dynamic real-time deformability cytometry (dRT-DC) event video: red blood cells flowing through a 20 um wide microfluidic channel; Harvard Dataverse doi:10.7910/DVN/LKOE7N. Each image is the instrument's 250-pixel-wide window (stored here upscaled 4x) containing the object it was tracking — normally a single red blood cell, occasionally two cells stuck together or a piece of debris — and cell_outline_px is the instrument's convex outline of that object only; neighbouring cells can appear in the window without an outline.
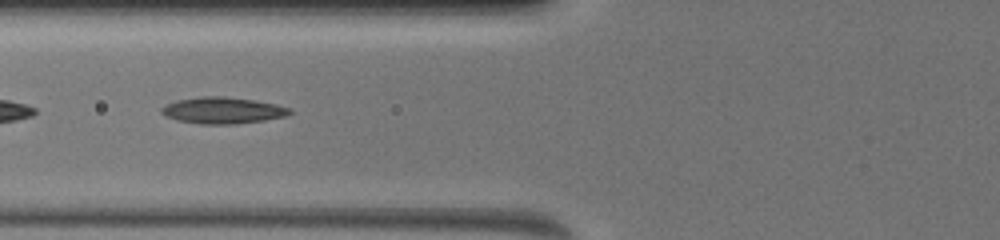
{"species": "common noctule bat (a hibernating species)", "species_latin": "Nyctalus noctula", "temperature_condition": "warm", "stored_images_in_passage": 9, "camera_frame_rate_fps": 3000, "um_per_image_px": 0.085, "animal": {"sex": "female", "body_mass_g": 19.5, "forearm_length_mm": 54.1}, "frame": {"image": 1, "passage_image": 7, "time_ms": 6.667, "image_size_px": [1000, 240], "cell_outline_px": [[292, 112], [288, 116], [264, 120], [236, 124], [200, 124], [176, 120], [164, 116], [160, 112], [160, 108], [168, 104], [180, 100], [204, 96], [224, 96], [256, 100], [276, 104], [292, 108]], "centroid_in_image_um": [18.97, 9.39], "position_along_channel_um": 106.8, "area_um2": 19.88}}
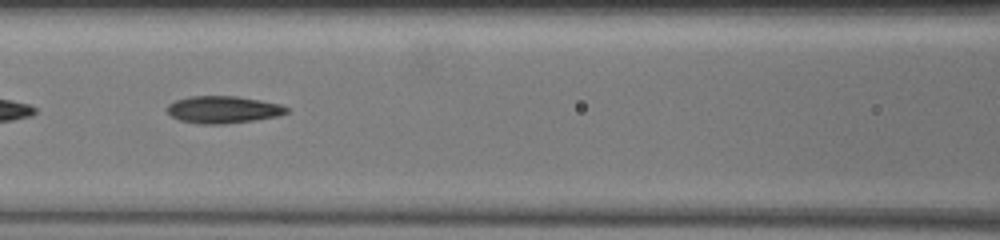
{"frame": {"image": 2, "passage_image": 8, "time_ms": 7.667, "image_size_px": [1000, 240], "cell_outline_px": [[288, 112], [280, 116], [224, 124], [200, 124], [180, 120], [172, 116], [168, 112], [168, 104], [176, 100], [192, 96], [236, 96], [260, 100], [280, 104], [288, 108]], "centroid_in_image_um": [18.98, 9.31], "position_along_channel_um": 147.6, "area_um2": 18.79}}
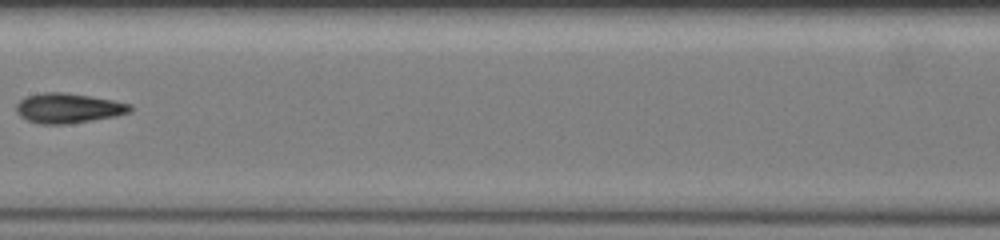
{"frame": {"image": 3, "passage_image": 9, "time_ms": 9.0, "image_size_px": [1000, 240], "cell_outline_px": [[132, 108], [128, 112], [112, 116], [92, 120], [68, 124], [40, 124], [28, 120], [20, 116], [16, 112], [16, 108], [20, 100], [28, 96], [48, 92], [56, 92], [88, 96], [112, 100], [128, 104]], "centroid_in_image_um": [5.75, 9.21], "position_along_channel_um": 201.7, "area_um2": 19.19}}